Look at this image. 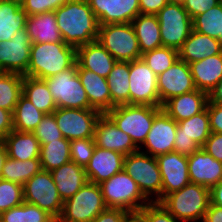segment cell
Returning <instances> with one entry per match:
<instances>
[{"label":"cell","mask_w":222,"mask_h":222,"mask_svg":"<svg viewBox=\"0 0 222 222\" xmlns=\"http://www.w3.org/2000/svg\"><path fill=\"white\" fill-rule=\"evenodd\" d=\"M25 29L32 43L63 41L54 11L27 16Z\"/></svg>","instance_id":"f1b7e54d"},{"label":"cell","mask_w":222,"mask_h":222,"mask_svg":"<svg viewBox=\"0 0 222 222\" xmlns=\"http://www.w3.org/2000/svg\"><path fill=\"white\" fill-rule=\"evenodd\" d=\"M188 172L192 183L210 189L222 181V162L214 159L200 147L188 156Z\"/></svg>","instance_id":"44dd1931"},{"label":"cell","mask_w":222,"mask_h":222,"mask_svg":"<svg viewBox=\"0 0 222 222\" xmlns=\"http://www.w3.org/2000/svg\"><path fill=\"white\" fill-rule=\"evenodd\" d=\"M208 103V94L198 89L167 100L162 109L176 122L202 112Z\"/></svg>","instance_id":"cb8c5ba5"},{"label":"cell","mask_w":222,"mask_h":222,"mask_svg":"<svg viewBox=\"0 0 222 222\" xmlns=\"http://www.w3.org/2000/svg\"><path fill=\"white\" fill-rule=\"evenodd\" d=\"M27 16L20 0L0 1V41H8L16 31L25 29Z\"/></svg>","instance_id":"4dcf8cb0"},{"label":"cell","mask_w":222,"mask_h":222,"mask_svg":"<svg viewBox=\"0 0 222 222\" xmlns=\"http://www.w3.org/2000/svg\"><path fill=\"white\" fill-rule=\"evenodd\" d=\"M76 63V48L62 42L32 43L30 61L24 76L44 80L71 68Z\"/></svg>","instance_id":"7a4b0ae2"},{"label":"cell","mask_w":222,"mask_h":222,"mask_svg":"<svg viewBox=\"0 0 222 222\" xmlns=\"http://www.w3.org/2000/svg\"><path fill=\"white\" fill-rule=\"evenodd\" d=\"M2 141L7 156L14 160L25 161L40 157L41 145L33 133L12 130Z\"/></svg>","instance_id":"f546056e"},{"label":"cell","mask_w":222,"mask_h":222,"mask_svg":"<svg viewBox=\"0 0 222 222\" xmlns=\"http://www.w3.org/2000/svg\"><path fill=\"white\" fill-rule=\"evenodd\" d=\"M176 129L177 122L161 109L155 115L151 129L142 144L146 147L143 152L154 157L173 152Z\"/></svg>","instance_id":"ac0fdd59"},{"label":"cell","mask_w":222,"mask_h":222,"mask_svg":"<svg viewBox=\"0 0 222 222\" xmlns=\"http://www.w3.org/2000/svg\"><path fill=\"white\" fill-rule=\"evenodd\" d=\"M160 107L169 99L196 90L189 64L179 58L157 76Z\"/></svg>","instance_id":"2e32d148"},{"label":"cell","mask_w":222,"mask_h":222,"mask_svg":"<svg viewBox=\"0 0 222 222\" xmlns=\"http://www.w3.org/2000/svg\"><path fill=\"white\" fill-rule=\"evenodd\" d=\"M76 63L83 69L93 71L102 77H107L116 60L96 40L76 48Z\"/></svg>","instance_id":"603a6c76"},{"label":"cell","mask_w":222,"mask_h":222,"mask_svg":"<svg viewBox=\"0 0 222 222\" xmlns=\"http://www.w3.org/2000/svg\"><path fill=\"white\" fill-rule=\"evenodd\" d=\"M94 141L96 146L124 156L139 150L130 136L119 129L107 114H102L96 123Z\"/></svg>","instance_id":"ffe728a7"},{"label":"cell","mask_w":222,"mask_h":222,"mask_svg":"<svg viewBox=\"0 0 222 222\" xmlns=\"http://www.w3.org/2000/svg\"><path fill=\"white\" fill-rule=\"evenodd\" d=\"M57 108L93 109L78 76V64L44 79Z\"/></svg>","instance_id":"ba28073f"},{"label":"cell","mask_w":222,"mask_h":222,"mask_svg":"<svg viewBox=\"0 0 222 222\" xmlns=\"http://www.w3.org/2000/svg\"><path fill=\"white\" fill-rule=\"evenodd\" d=\"M106 80L110 89L112 109L129 104V62L116 61Z\"/></svg>","instance_id":"d6a6232c"},{"label":"cell","mask_w":222,"mask_h":222,"mask_svg":"<svg viewBox=\"0 0 222 222\" xmlns=\"http://www.w3.org/2000/svg\"><path fill=\"white\" fill-rule=\"evenodd\" d=\"M211 133L206 107L202 112L177 122L173 151L190 156L204 145Z\"/></svg>","instance_id":"5bb4252c"},{"label":"cell","mask_w":222,"mask_h":222,"mask_svg":"<svg viewBox=\"0 0 222 222\" xmlns=\"http://www.w3.org/2000/svg\"><path fill=\"white\" fill-rule=\"evenodd\" d=\"M220 43H221V46H222V34H220Z\"/></svg>","instance_id":"94428289"},{"label":"cell","mask_w":222,"mask_h":222,"mask_svg":"<svg viewBox=\"0 0 222 222\" xmlns=\"http://www.w3.org/2000/svg\"><path fill=\"white\" fill-rule=\"evenodd\" d=\"M186 0H168L169 3L184 4Z\"/></svg>","instance_id":"91938a15"},{"label":"cell","mask_w":222,"mask_h":222,"mask_svg":"<svg viewBox=\"0 0 222 222\" xmlns=\"http://www.w3.org/2000/svg\"><path fill=\"white\" fill-rule=\"evenodd\" d=\"M168 0H139L140 14L156 15Z\"/></svg>","instance_id":"816d5d0a"},{"label":"cell","mask_w":222,"mask_h":222,"mask_svg":"<svg viewBox=\"0 0 222 222\" xmlns=\"http://www.w3.org/2000/svg\"><path fill=\"white\" fill-rule=\"evenodd\" d=\"M41 169L52 171L71 161L70 140L57 139L43 144L40 149Z\"/></svg>","instance_id":"e575fe53"},{"label":"cell","mask_w":222,"mask_h":222,"mask_svg":"<svg viewBox=\"0 0 222 222\" xmlns=\"http://www.w3.org/2000/svg\"><path fill=\"white\" fill-rule=\"evenodd\" d=\"M202 222H222V207L210 203Z\"/></svg>","instance_id":"db71d44e"},{"label":"cell","mask_w":222,"mask_h":222,"mask_svg":"<svg viewBox=\"0 0 222 222\" xmlns=\"http://www.w3.org/2000/svg\"><path fill=\"white\" fill-rule=\"evenodd\" d=\"M97 41L116 61L130 62L142 56L132 23L100 25Z\"/></svg>","instance_id":"9c48e42d"},{"label":"cell","mask_w":222,"mask_h":222,"mask_svg":"<svg viewBox=\"0 0 222 222\" xmlns=\"http://www.w3.org/2000/svg\"><path fill=\"white\" fill-rule=\"evenodd\" d=\"M210 203L222 207V181L210 188Z\"/></svg>","instance_id":"9f6ffc18"},{"label":"cell","mask_w":222,"mask_h":222,"mask_svg":"<svg viewBox=\"0 0 222 222\" xmlns=\"http://www.w3.org/2000/svg\"><path fill=\"white\" fill-rule=\"evenodd\" d=\"M23 202V185L0 179V214Z\"/></svg>","instance_id":"b9f144b4"},{"label":"cell","mask_w":222,"mask_h":222,"mask_svg":"<svg viewBox=\"0 0 222 222\" xmlns=\"http://www.w3.org/2000/svg\"><path fill=\"white\" fill-rule=\"evenodd\" d=\"M144 222H180L161 203L150 202L137 213Z\"/></svg>","instance_id":"f6af8a7d"},{"label":"cell","mask_w":222,"mask_h":222,"mask_svg":"<svg viewBox=\"0 0 222 222\" xmlns=\"http://www.w3.org/2000/svg\"><path fill=\"white\" fill-rule=\"evenodd\" d=\"M23 76L13 72H0V108L14 112L22 95Z\"/></svg>","instance_id":"74e56055"},{"label":"cell","mask_w":222,"mask_h":222,"mask_svg":"<svg viewBox=\"0 0 222 222\" xmlns=\"http://www.w3.org/2000/svg\"><path fill=\"white\" fill-rule=\"evenodd\" d=\"M95 147L94 138L71 140V161L85 168L93 156Z\"/></svg>","instance_id":"ee69618b"},{"label":"cell","mask_w":222,"mask_h":222,"mask_svg":"<svg viewBox=\"0 0 222 222\" xmlns=\"http://www.w3.org/2000/svg\"><path fill=\"white\" fill-rule=\"evenodd\" d=\"M202 149L214 159L222 162V133L212 132L202 146Z\"/></svg>","instance_id":"c3c4849f"},{"label":"cell","mask_w":222,"mask_h":222,"mask_svg":"<svg viewBox=\"0 0 222 222\" xmlns=\"http://www.w3.org/2000/svg\"><path fill=\"white\" fill-rule=\"evenodd\" d=\"M78 76L84 87L90 106L102 114L112 110L110 89L105 77L99 76L93 71L83 69L78 65Z\"/></svg>","instance_id":"d4e9b609"},{"label":"cell","mask_w":222,"mask_h":222,"mask_svg":"<svg viewBox=\"0 0 222 222\" xmlns=\"http://www.w3.org/2000/svg\"><path fill=\"white\" fill-rule=\"evenodd\" d=\"M50 173L63 202L70 199L88 182L84 167L73 161L63 164Z\"/></svg>","instance_id":"4316f807"},{"label":"cell","mask_w":222,"mask_h":222,"mask_svg":"<svg viewBox=\"0 0 222 222\" xmlns=\"http://www.w3.org/2000/svg\"><path fill=\"white\" fill-rule=\"evenodd\" d=\"M99 185L107 208H121L129 213H138L151 202L124 170Z\"/></svg>","instance_id":"277c9868"},{"label":"cell","mask_w":222,"mask_h":222,"mask_svg":"<svg viewBox=\"0 0 222 222\" xmlns=\"http://www.w3.org/2000/svg\"><path fill=\"white\" fill-rule=\"evenodd\" d=\"M44 115L22 94L13 112V130L32 133Z\"/></svg>","instance_id":"d590c367"},{"label":"cell","mask_w":222,"mask_h":222,"mask_svg":"<svg viewBox=\"0 0 222 222\" xmlns=\"http://www.w3.org/2000/svg\"><path fill=\"white\" fill-rule=\"evenodd\" d=\"M24 201L37 205L56 221L61 215L63 201L51 173L40 170L23 185Z\"/></svg>","instance_id":"8fae6325"},{"label":"cell","mask_w":222,"mask_h":222,"mask_svg":"<svg viewBox=\"0 0 222 222\" xmlns=\"http://www.w3.org/2000/svg\"><path fill=\"white\" fill-rule=\"evenodd\" d=\"M28 16L55 11L69 0H20Z\"/></svg>","instance_id":"bcb514c9"},{"label":"cell","mask_w":222,"mask_h":222,"mask_svg":"<svg viewBox=\"0 0 222 222\" xmlns=\"http://www.w3.org/2000/svg\"><path fill=\"white\" fill-rule=\"evenodd\" d=\"M217 4H219L218 0H186L183 7L193 19L195 16L203 14Z\"/></svg>","instance_id":"7dc6e473"},{"label":"cell","mask_w":222,"mask_h":222,"mask_svg":"<svg viewBox=\"0 0 222 222\" xmlns=\"http://www.w3.org/2000/svg\"><path fill=\"white\" fill-rule=\"evenodd\" d=\"M31 44L26 29L16 31L8 41H0V72L24 75L30 61Z\"/></svg>","instance_id":"9a60e30c"},{"label":"cell","mask_w":222,"mask_h":222,"mask_svg":"<svg viewBox=\"0 0 222 222\" xmlns=\"http://www.w3.org/2000/svg\"><path fill=\"white\" fill-rule=\"evenodd\" d=\"M22 94L45 114L53 113L57 109L56 102L44 80L23 76Z\"/></svg>","instance_id":"836d02e7"},{"label":"cell","mask_w":222,"mask_h":222,"mask_svg":"<svg viewBox=\"0 0 222 222\" xmlns=\"http://www.w3.org/2000/svg\"><path fill=\"white\" fill-rule=\"evenodd\" d=\"M40 170V158L21 161L7 157L3 165L1 179L24 185Z\"/></svg>","instance_id":"8d00e7d4"},{"label":"cell","mask_w":222,"mask_h":222,"mask_svg":"<svg viewBox=\"0 0 222 222\" xmlns=\"http://www.w3.org/2000/svg\"><path fill=\"white\" fill-rule=\"evenodd\" d=\"M129 105L160 107L157 75L142 58L129 62Z\"/></svg>","instance_id":"7c38bea8"},{"label":"cell","mask_w":222,"mask_h":222,"mask_svg":"<svg viewBox=\"0 0 222 222\" xmlns=\"http://www.w3.org/2000/svg\"><path fill=\"white\" fill-rule=\"evenodd\" d=\"M54 12L66 44L78 48L97 40L100 25L86 0H69Z\"/></svg>","instance_id":"6da1fadb"},{"label":"cell","mask_w":222,"mask_h":222,"mask_svg":"<svg viewBox=\"0 0 222 222\" xmlns=\"http://www.w3.org/2000/svg\"><path fill=\"white\" fill-rule=\"evenodd\" d=\"M193 30L220 41L222 34V4L210 8L192 19Z\"/></svg>","instance_id":"ab89813d"},{"label":"cell","mask_w":222,"mask_h":222,"mask_svg":"<svg viewBox=\"0 0 222 222\" xmlns=\"http://www.w3.org/2000/svg\"><path fill=\"white\" fill-rule=\"evenodd\" d=\"M206 107L211 132L222 133V105L207 103Z\"/></svg>","instance_id":"f907efd6"},{"label":"cell","mask_w":222,"mask_h":222,"mask_svg":"<svg viewBox=\"0 0 222 222\" xmlns=\"http://www.w3.org/2000/svg\"><path fill=\"white\" fill-rule=\"evenodd\" d=\"M7 150L2 140H0V179L5 160L7 159Z\"/></svg>","instance_id":"6f0895ef"},{"label":"cell","mask_w":222,"mask_h":222,"mask_svg":"<svg viewBox=\"0 0 222 222\" xmlns=\"http://www.w3.org/2000/svg\"><path fill=\"white\" fill-rule=\"evenodd\" d=\"M208 103L222 105V78L208 93Z\"/></svg>","instance_id":"11a10c76"},{"label":"cell","mask_w":222,"mask_h":222,"mask_svg":"<svg viewBox=\"0 0 222 222\" xmlns=\"http://www.w3.org/2000/svg\"><path fill=\"white\" fill-rule=\"evenodd\" d=\"M130 213L121 208H106L92 222H124Z\"/></svg>","instance_id":"681fc988"},{"label":"cell","mask_w":222,"mask_h":222,"mask_svg":"<svg viewBox=\"0 0 222 222\" xmlns=\"http://www.w3.org/2000/svg\"><path fill=\"white\" fill-rule=\"evenodd\" d=\"M125 156L119 152L95 147L93 156L86 165L89 182L100 184L123 170Z\"/></svg>","instance_id":"7402d4cb"},{"label":"cell","mask_w":222,"mask_h":222,"mask_svg":"<svg viewBox=\"0 0 222 222\" xmlns=\"http://www.w3.org/2000/svg\"><path fill=\"white\" fill-rule=\"evenodd\" d=\"M99 25L131 23L139 14V0H86Z\"/></svg>","instance_id":"d6986e66"},{"label":"cell","mask_w":222,"mask_h":222,"mask_svg":"<svg viewBox=\"0 0 222 222\" xmlns=\"http://www.w3.org/2000/svg\"><path fill=\"white\" fill-rule=\"evenodd\" d=\"M0 222H56L46 211L37 205L23 202L0 214Z\"/></svg>","instance_id":"f35d334b"},{"label":"cell","mask_w":222,"mask_h":222,"mask_svg":"<svg viewBox=\"0 0 222 222\" xmlns=\"http://www.w3.org/2000/svg\"><path fill=\"white\" fill-rule=\"evenodd\" d=\"M13 130V112L0 108V140Z\"/></svg>","instance_id":"f5cc1de1"},{"label":"cell","mask_w":222,"mask_h":222,"mask_svg":"<svg viewBox=\"0 0 222 222\" xmlns=\"http://www.w3.org/2000/svg\"><path fill=\"white\" fill-rule=\"evenodd\" d=\"M189 66L196 89L208 94L222 78V52L189 63Z\"/></svg>","instance_id":"83f0119b"},{"label":"cell","mask_w":222,"mask_h":222,"mask_svg":"<svg viewBox=\"0 0 222 222\" xmlns=\"http://www.w3.org/2000/svg\"><path fill=\"white\" fill-rule=\"evenodd\" d=\"M131 23L141 54L162 47L160 25L156 15L139 14Z\"/></svg>","instance_id":"1f68e13d"},{"label":"cell","mask_w":222,"mask_h":222,"mask_svg":"<svg viewBox=\"0 0 222 222\" xmlns=\"http://www.w3.org/2000/svg\"><path fill=\"white\" fill-rule=\"evenodd\" d=\"M58 128L67 140L94 138L96 123L102 115L96 109L57 108L54 112Z\"/></svg>","instance_id":"4fadbf2b"},{"label":"cell","mask_w":222,"mask_h":222,"mask_svg":"<svg viewBox=\"0 0 222 222\" xmlns=\"http://www.w3.org/2000/svg\"><path fill=\"white\" fill-rule=\"evenodd\" d=\"M123 170L134 179L148 200L162 201V178L156 157L139 149L125 156ZM153 194L156 195L155 200L149 199Z\"/></svg>","instance_id":"8992f818"},{"label":"cell","mask_w":222,"mask_h":222,"mask_svg":"<svg viewBox=\"0 0 222 222\" xmlns=\"http://www.w3.org/2000/svg\"><path fill=\"white\" fill-rule=\"evenodd\" d=\"M163 47L179 50L193 30L192 18L183 4L167 3L156 14Z\"/></svg>","instance_id":"30bf717a"},{"label":"cell","mask_w":222,"mask_h":222,"mask_svg":"<svg viewBox=\"0 0 222 222\" xmlns=\"http://www.w3.org/2000/svg\"><path fill=\"white\" fill-rule=\"evenodd\" d=\"M160 203L179 221H203L210 204V189L189 182L180 190L168 194Z\"/></svg>","instance_id":"3957f363"},{"label":"cell","mask_w":222,"mask_h":222,"mask_svg":"<svg viewBox=\"0 0 222 222\" xmlns=\"http://www.w3.org/2000/svg\"><path fill=\"white\" fill-rule=\"evenodd\" d=\"M124 222H144L137 213H130Z\"/></svg>","instance_id":"680465c9"},{"label":"cell","mask_w":222,"mask_h":222,"mask_svg":"<svg viewBox=\"0 0 222 222\" xmlns=\"http://www.w3.org/2000/svg\"><path fill=\"white\" fill-rule=\"evenodd\" d=\"M221 52L222 46L218 39L192 30L189 37L178 50V55L180 60L189 64Z\"/></svg>","instance_id":"484cf974"},{"label":"cell","mask_w":222,"mask_h":222,"mask_svg":"<svg viewBox=\"0 0 222 222\" xmlns=\"http://www.w3.org/2000/svg\"><path fill=\"white\" fill-rule=\"evenodd\" d=\"M106 208L100 185L88 181L63 202L61 215L56 222H92Z\"/></svg>","instance_id":"52a82bcc"},{"label":"cell","mask_w":222,"mask_h":222,"mask_svg":"<svg viewBox=\"0 0 222 222\" xmlns=\"http://www.w3.org/2000/svg\"><path fill=\"white\" fill-rule=\"evenodd\" d=\"M162 178V200L175 191L180 190L190 181L188 172V156L177 152H169L156 156Z\"/></svg>","instance_id":"e0dca14e"},{"label":"cell","mask_w":222,"mask_h":222,"mask_svg":"<svg viewBox=\"0 0 222 222\" xmlns=\"http://www.w3.org/2000/svg\"><path fill=\"white\" fill-rule=\"evenodd\" d=\"M32 133L38 139L41 146L50 141H57V139L63 138L61 130L57 126L54 113L45 114Z\"/></svg>","instance_id":"7bdbcfd3"},{"label":"cell","mask_w":222,"mask_h":222,"mask_svg":"<svg viewBox=\"0 0 222 222\" xmlns=\"http://www.w3.org/2000/svg\"><path fill=\"white\" fill-rule=\"evenodd\" d=\"M162 107L150 105H119L106 114L119 129L128 134L134 144L141 149L151 129L155 115Z\"/></svg>","instance_id":"5b68a950"},{"label":"cell","mask_w":222,"mask_h":222,"mask_svg":"<svg viewBox=\"0 0 222 222\" xmlns=\"http://www.w3.org/2000/svg\"><path fill=\"white\" fill-rule=\"evenodd\" d=\"M141 58L158 76L171 67L172 64L179 58V55L178 50L162 46L143 53Z\"/></svg>","instance_id":"60d3db41"}]
</instances>
